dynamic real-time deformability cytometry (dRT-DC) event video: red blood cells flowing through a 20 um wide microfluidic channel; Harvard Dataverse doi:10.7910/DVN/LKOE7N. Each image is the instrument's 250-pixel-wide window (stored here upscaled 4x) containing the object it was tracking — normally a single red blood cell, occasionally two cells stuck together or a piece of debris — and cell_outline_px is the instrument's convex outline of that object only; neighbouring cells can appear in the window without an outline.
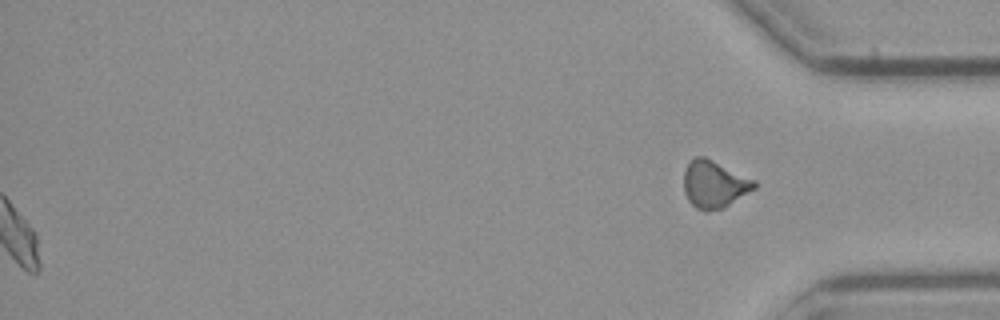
{"species": "common noctule bat (a hibernating species)", "species_latin": "Nyctalus noctula", "temperature_condition": "cold", "stored_images_in_passage": 52, "segment_of_instrument_passage": [2, 2], "camera_frame_rate_fps": 3000, "um_per_image_px": 0.085, "animal": {"sex": "male", "body_mass_g": 23.1, "forearm_length_mm": 52.7}, "frame": {"image": 1, "passage_image": 52, "time_ms": 17.0, "image_size_px": [1000, 320], "cell_outline_px": [[756, 188], [724, 208], [708, 212], [704, 212], [696, 208], [688, 200], [684, 192], [684, 172], [688, 164], [696, 156], [704, 156], [756, 180]], "centroid_in_image_um": [60.72, 15.68], "position_along_channel_um": 374.5, "area_um2": 19.54}}